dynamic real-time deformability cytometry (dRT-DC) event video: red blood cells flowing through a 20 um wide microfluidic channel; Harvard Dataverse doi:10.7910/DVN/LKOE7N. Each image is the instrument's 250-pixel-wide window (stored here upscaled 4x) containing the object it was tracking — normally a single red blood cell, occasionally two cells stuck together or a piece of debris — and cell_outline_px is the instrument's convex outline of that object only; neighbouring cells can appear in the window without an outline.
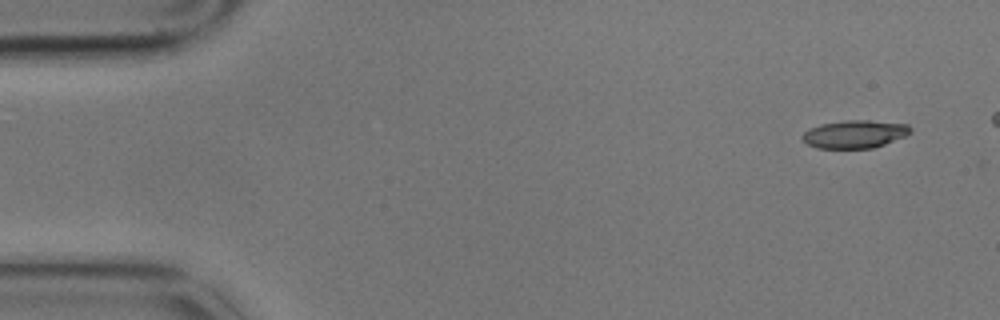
{"species": "common noctule bat (a hibernating species)", "species_latin": "Nyctalus noctula", "temperature_condition": "cold", "stored_images_in_passage": 7, "camera_frame_rate_fps": 3000, "um_per_image_px": 0.085, "animal": {"sex": "male", "body_mass_g": 17.9}, "frame": {"image": 1, "passage_image": 1, "time_ms": 0.0, "image_size_px": [1000, 320], "cell_outline_px": [[912, 132], [904, 136], [884, 144], [872, 148], [816, 148], [808, 144], [800, 136], [808, 128], [820, 124], [844, 120], [868, 120], [908, 124], [912, 128]], "centroid_in_image_um": [72.63, 11.39], "position_along_channel_um": 12.4, "area_um2": 17.63}}
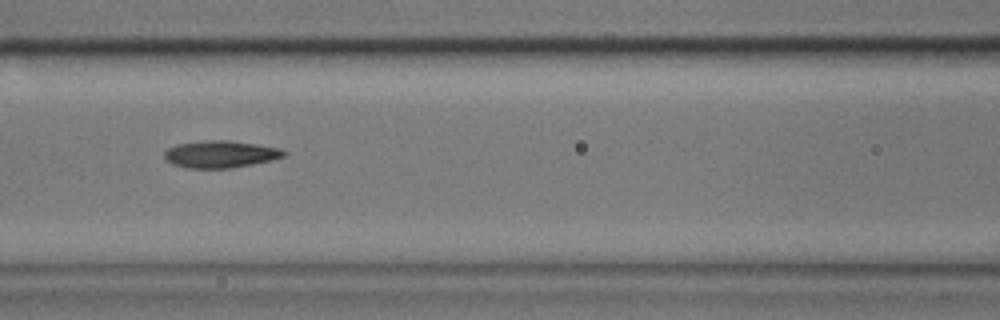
{"frame": {"image": 2, "passage_image": 7, "time_ms": 2.0, "image_size_px": [1000, 320], "cell_outline_px": [[288, 152], [284, 156], [272, 160], [232, 168], [188, 168], [172, 164], [164, 160], [164, 152], [168, 148], [176, 144], [208, 140], [228, 140], [256, 144], [280, 148]], "centroid_in_image_um": [18.72, 13.11], "position_along_channel_um": 147.9, "area_um2": 18.96}}